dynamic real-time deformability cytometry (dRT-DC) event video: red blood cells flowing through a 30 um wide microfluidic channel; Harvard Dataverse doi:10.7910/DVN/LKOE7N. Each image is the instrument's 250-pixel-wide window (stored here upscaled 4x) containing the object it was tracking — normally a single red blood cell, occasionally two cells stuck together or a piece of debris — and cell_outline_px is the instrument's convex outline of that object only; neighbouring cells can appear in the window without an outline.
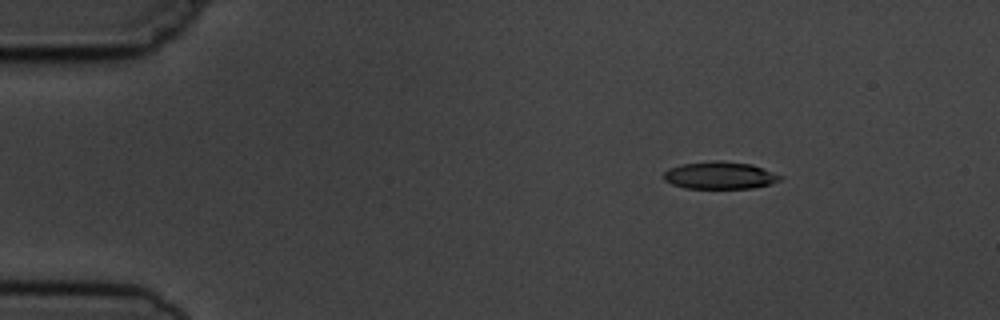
{"species": "common noctule bat (a hibernating species)", "species_latin": "Nyctalus noctula", "temperature_condition": "cold", "stored_images_in_passage": 13, "camera_frame_rate_fps": 3000, "um_per_image_px": 0.085, "animal": {"sex": "male", "body_mass_g": 19.5, "forearm_length_mm": 54.6}, "frame": {"image": 1, "passage_image": 3, "time_ms": 2.333, "image_size_px": [1000, 320], "cell_outline_px": [[784, 176], [780, 180], [768, 184], [752, 188], [684, 188], [672, 184], [664, 180], [664, 172], [668, 168], [680, 164], [712, 160], [720, 160], [752, 164]], "centroid_in_image_um": [61.16, 14.89], "position_along_channel_um": 23.8, "area_um2": 18.67}}
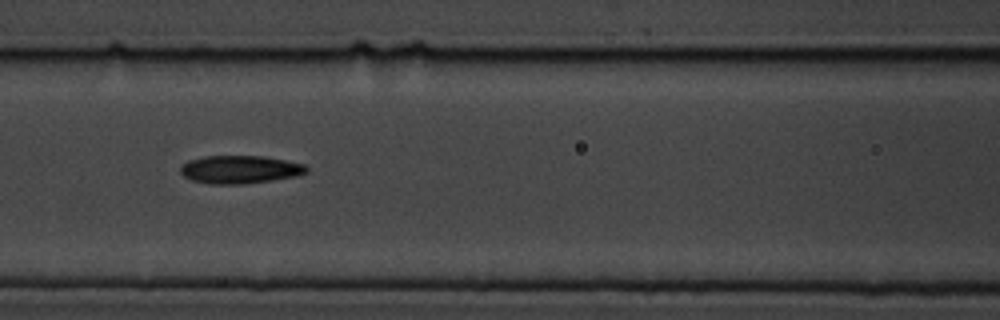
{"frame": {"image": 2, "passage_image": 7, "time_ms": 7.667, "image_size_px": [1000, 320], "cell_outline_px": [[308, 172], [296, 176], [244, 184], [212, 184], [192, 180], [184, 176], [180, 172], [180, 168], [188, 160], [204, 156], [264, 156], [304, 164], [308, 168]], "centroid_in_image_um": [20.39, 14.4], "position_along_channel_um": 146.2, "area_um2": 20.46}}
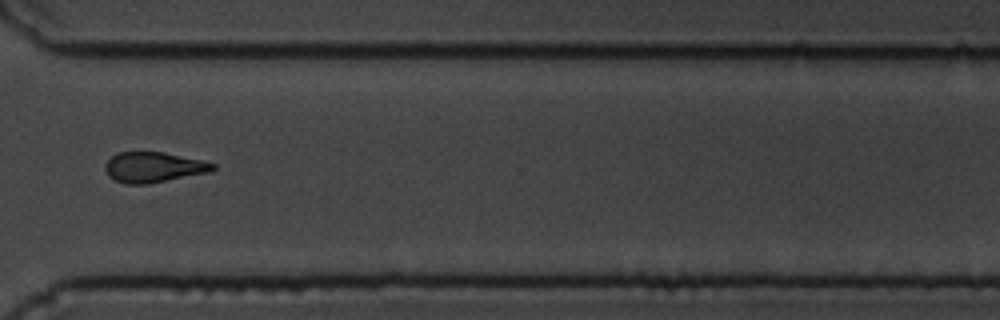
{"frame": {"image": 3, "passage_image": 12, "time_ms": 13.333, "image_size_px": [1000, 320], "cell_outline_px": [[216, 168], [212, 172], [148, 184], [124, 184], [108, 176], [104, 168], [104, 164], [116, 152], [164, 152], [204, 160], [216, 164]], "centroid_in_image_um": [13.08, 14.21], "position_along_channel_um": 357.5, "area_um2": 19.36}, "authors_computed_cell_mechanics": {"area_um2": 19.7676, "velocity_mm_per_s": 3.7453, "shape_relaxation_time_tau1_ms": 2.6887, "shape_relaxation_time_tau2_ms": 3.1905, "deformation_change_tau1": 0.085, "deformation_change_tau2": 0.0893}}